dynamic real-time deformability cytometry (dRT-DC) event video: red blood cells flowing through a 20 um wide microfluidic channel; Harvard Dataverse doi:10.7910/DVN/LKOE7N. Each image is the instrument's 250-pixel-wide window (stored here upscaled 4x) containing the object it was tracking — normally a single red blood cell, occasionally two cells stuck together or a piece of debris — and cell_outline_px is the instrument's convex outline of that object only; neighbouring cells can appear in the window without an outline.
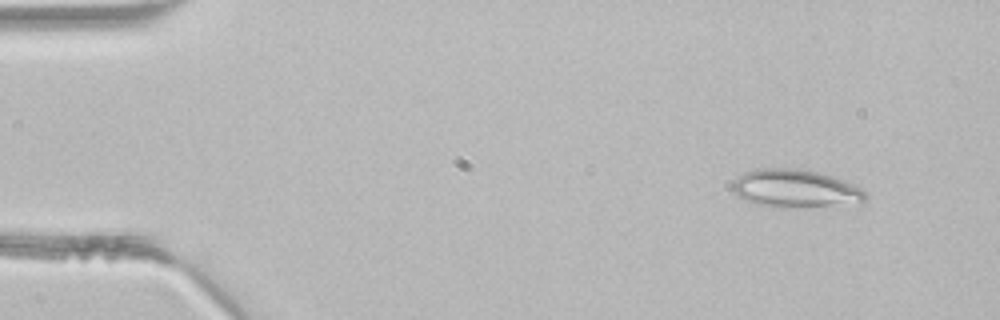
{"species": "common noctule bat (a hibernating species)", "species_latin": "Nyctalus noctula", "temperature_condition": "room temperature", "stored_images_in_passage": 3, "camera_frame_rate_fps": 3000, "um_per_image_px": 0.085, "animal": {"sex": "male", "body_mass_g": 21.5, "forearm_length_mm": 52.0}, "frame": {"image": 1, "passage_image": 1, "time_ms": 0.0, "image_size_px": [1000, 320], "cell_outline_px": [[868, 200], [828, 204], [784, 208], [780, 208], [756, 204], [732, 192], [732, 184], [744, 172], [760, 168], [808, 168], [844, 180], [860, 188], [868, 196]], "centroid_in_image_um": [67.55, 15.99], "position_along_channel_um": 17.4, "area_um2": 28.96}}